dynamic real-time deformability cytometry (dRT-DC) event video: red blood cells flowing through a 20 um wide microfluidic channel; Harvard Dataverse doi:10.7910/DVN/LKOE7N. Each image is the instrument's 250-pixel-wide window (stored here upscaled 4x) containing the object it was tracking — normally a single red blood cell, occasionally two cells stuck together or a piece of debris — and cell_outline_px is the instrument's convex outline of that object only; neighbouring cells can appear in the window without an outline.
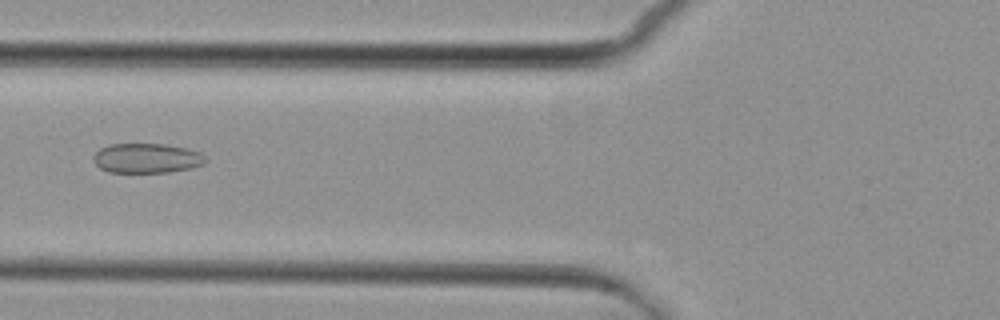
{"species": "common noctule bat (a hibernating species)", "species_latin": "Nyctalus noctula", "temperature_condition": "cold", "stored_images_in_passage": 5, "camera_frame_rate_fps": 3000, "um_per_image_px": 0.085, "animal": {"sex": "female", "body_mass_g": 29.2, "forearm_length_mm": 56.3}, "frame": {"image": 1, "passage_image": 5, "time_ms": 5.667, "image_size_px": [1000, 320], "cell_outline_px": [[208, 160], [204, 164], [192, 168], [168, 172], [108, 172], [100, 168], [92, 160], [92, 156], [100, 148], [108, 144], [164, 144], [188, 148], [200, 152]], "centroid_in_image_um": [12.48, 13.44], "position_along_channel_um": 113.3, "area_um2": 19.59}}